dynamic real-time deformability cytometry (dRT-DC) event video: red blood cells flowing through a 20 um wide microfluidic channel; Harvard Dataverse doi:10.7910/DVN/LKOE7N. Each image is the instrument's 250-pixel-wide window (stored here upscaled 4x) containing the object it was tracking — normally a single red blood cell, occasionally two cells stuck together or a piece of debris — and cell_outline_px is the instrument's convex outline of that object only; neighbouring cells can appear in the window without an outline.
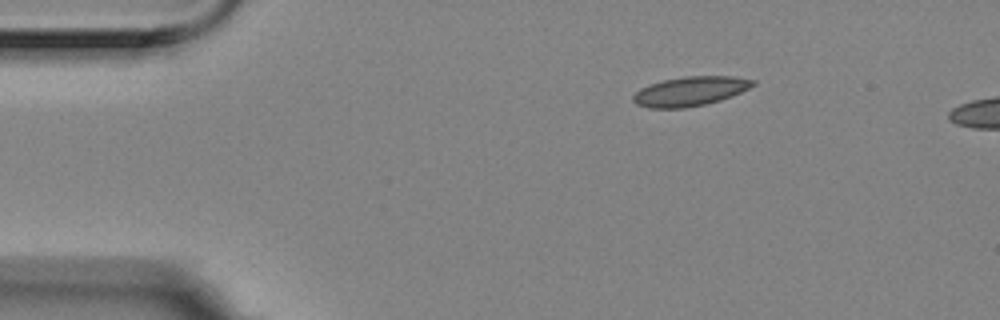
{"species": "Egyptian fruit bat (a non-hibernating species)", "species_latin": "Rousettus aegyptiacus", "temperature_condition": "room temperature", "stored_images_in_passage": 4, "camera_frame_rate_fps": 3000, "um_per_image_px": 0.085, "animal": {"sex": "female"}, "frame": {"image": 1, "passage_image": 1, "time_ms": 0.0, "image_size_px": [1000, 320], "cell_outline_px": [[756, 84], [732, 96], [720, 100], [704, 104], [684, 108], [648, 108], [636, 104], [632, 100], [632, 96], [640, 88], [648, 84], [664, 80], [684, 76], [732, 76], [756, 80]], "centroid_in_image_um": [58.64, 7.75], "position_along_channel_um": 26.4, "area_um2": 20.52}}